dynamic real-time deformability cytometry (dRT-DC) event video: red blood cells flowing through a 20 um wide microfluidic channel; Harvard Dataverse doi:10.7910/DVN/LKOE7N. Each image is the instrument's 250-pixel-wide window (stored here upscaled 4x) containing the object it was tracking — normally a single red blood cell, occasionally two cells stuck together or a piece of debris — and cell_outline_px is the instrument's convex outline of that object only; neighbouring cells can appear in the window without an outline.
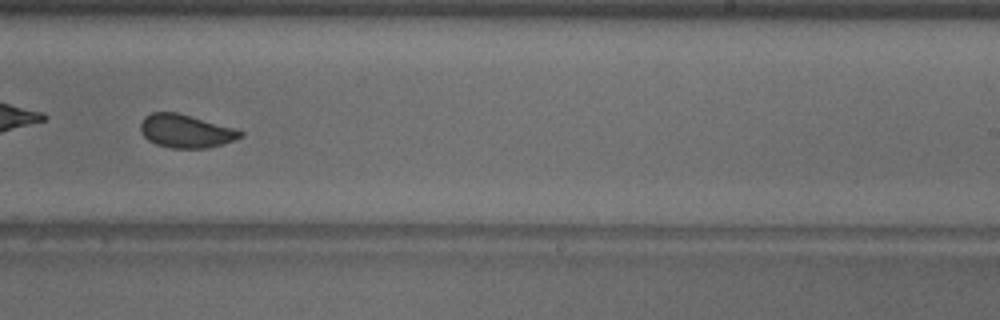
{"species": "common noctule bat (a hibernating species)", "species_latin": "Nyctalus noctula", "temperature_condition": "warm", "stored_images_in_passage": 50, "camera_frame_rate_fps": 3000, "um_per_image_px": 0.085, "animal": {"sex": "male", "body_mass_g": 18.8}, "frame": {"image": 1, "passage_image": 29, "time_ms": 9.333, "image_size_px": [1000, 320], "cell_outline_px": [[244, 136], [220, 144], [204, 148], [172, 148], [156, 144], [148, 140], [140, 132], [140, 124], [144, 116], [152, 112], [176, 112], [236, 128], [244, 132]], "centroid_in_image_um": [15.77, 11.13], "position_along_channel_um": 273.2, "area_um2": 19.31}, "authors_computed_cell_mechanics": {"area_um2": 20.0855, "velocity_mm_per_s": 3.9582, "shape_relaxation_time_tau1_ms": 4.4238, "shape_relaxation_time_tau2_ms": 0.4753, "deformation_change_tau1": 0.1062, "deformation_change_tau2": 0.0588}}